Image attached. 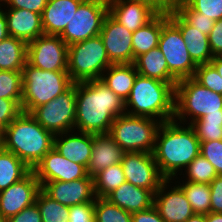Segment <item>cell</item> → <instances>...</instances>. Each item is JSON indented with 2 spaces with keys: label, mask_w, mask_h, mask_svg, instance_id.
Here are the masks:
<instances>
[{
  "label": "cell",
  "mask_w": 222,
  "mask_h": 222,
  "mask_svg": "<svg viewBox=\"0 0 222 222\" xmlns=\"http://www.w3.org/2000/svg\"><path fill=\"white\" fill-rule=\"evenodd\" d=\"M125 113V101L100 79L76 83L75 130L107 134L114 119Z\"/></svg>",
  "instance_id": "obj_1"
},
{
  "label": "cell",
  "mask_w": 222,
  "mask_h": 222,
  "mask_svg": "<svg viewBox=\"0 0 222 222\" xmlns=\"http://www.w3.org/2000/svg\"><path fill=\"white\" fill-rule=\"evenodd\" d=\"M184 125L173 119L161 123L157 130L153 156L165 179L175 181L178 172L184 177L180 174L181 170L186 169L200 154L201 142L193 127Z\"/></svg>",
  "instance_id": "obj_2"
},
{
  "label": "cell",
  "mask_w": 222,
  "mask_h": 222,
  "mask_svg": "<svg viewBox=\"0 0 222 222\" xmlns=\"http://www.w3.org/2000/svg\"><path fill=\"white\" fill-rule=\"evenodd\" d=\"M4 149L13 152L31 170L54 147L55 135L30 114L22 112L4 129Z\"/></svg>",
  "instance_id": "obj_3"
},
{
  "label": "cell",
  "mask_w": 222,
  "mask_h": 222,
  "mask_svg": "<svg viewBox=\"0 0 222 222\" xmlns=\"http://www.w3.org/2000/svg\"><path fill=\"white\" fill-rule=\"evenodd\" d=\"M176 84L138 74L130 95L125 101L126 113L150 117L161 123L173 120Z\"/></svg>",
  "instance_id": "obj_4"
},
{
  "label": "cell",
  "mask_w": 222,
  "mask_h": 222,
  "mask_svg": "<svg viewBox=\"0 0 222 222\" xmlns=\"http://www.w3.org/2000/svg\"><path fill=\"white\" fill-rule=\"evenodd\" d=\"M23 92L21 108L31 113L35 108L63 94L72 85L68 71H47L26 62L22 69Z\"/></svg>",
  "instance_id": "obj_5"
},
{
  "label": "cell",
  "mask_w": 222,
  "mask_h": 222,
  "mask_svg": "<svg viewBox=\"0 0 222 222\" xmlns=\"http://www.w3.org/2000/svg\"><path fill=\"white\" fill-rule=\"evenodd\" d=\"M209 113H222V94L202 86L193 77L178 81L175 85L174 120L186 124L191 119L188 123L191 124Z\"/></svg>",
  "instance_id": "obj_6"
},
{
  "label": "cell",
  "mask_w": 222,
  "mask_h": 222,
  "mask_svg": "<svg viewBox=\"0 0 222 222\" xmlns=\"http://www.w3.org/2000/svg\"><path fill=\"white\" fill-rule=\"evenodd\" d=\"M68 74L73 83L101 79L112 65L100 35L68 46Z\"/></svg>",
  "instance_id": "obj_7"
},
{
  "label": "cell",
  "mask_w": 222,
  "mask_h": 222,
  "mask_svg": "<svg viewBox=\"0 0 222 222\" xmlns=\"http://www.w3.org/2000/svg\"><path fill=\"white\" fill-rule=\"evenodd\" d=\"M160 124L150 117L125 113L114 119L108 134L124 152L153 153Z\"/></svg>",
  "instance_id": "obj_8"
},
{
  "label": "cell",
  "mask_w": 222,
  "mask_h": 222,
  "mask_svg": "<svg viewBox=\"0 0 222 222\" xmlns=\"http://www.w3.org/2000/svg\"><path fill=\"white\" fill-rule=\"evenodd\" d=\"M30 114L54 135L75 131L76 83L55 99L35 108Z\"/></svg>",
  "instance_id": "obj_9"
},
{
  "label": "cell",
  "mask_w": 222,
  "mask_h": 222,
  "mask_svg": "<svg viewBox=\"0 0 222 222\" xmlns=\"http://www.w3.org/2000/svg\"><path fill=\"white\" fill-rule=\"evenodd\" d=\"M107 15L108 0H83L59 36L69 46L100 35Z\"/></svg>",
  "instance_id": "obj_10"
},
{
  "label": "cell",
  "mask_w": 222,
  "mask_h": 222,
  "mask_svg": "<svg viewBox=\"0 0 222 222\" xmlns=\"http://www.w3.org/2000/svg\"><path fill=\"white\" fill-rule=\"evenodd\" d=\"M158 47L177 81L194 77L197 65L189 55L180 30L170 20L162 26Z\"/></svg>",
  "instance_id": "obj_11"
},
{
  "label": "cell",
  "mask_w": 222,
  "mask_h": 222,
  "mask_svg": "<svg viewBox=\"0 0 222 222\" xmlns=\"http://www.w3.org/2000/svg\"><path fill=\"white\" fill-rule=\"evenodd\" d=\"M68 45L59 35L43 34L27 43V62L47 71H67Z\"/></svg>",
  "instance_id": "obj_12"
},
{
  "label": "cell",
  "mask_w": 222,
  "mask_h": 222,
  "mask_svg": "<svg viewBox=\"0 0 222 222\" xmlns=\"http://www.w3.org/2000/svg\"><path fill=\"white\" fill-rule=\"evenodd\" d=\"M120 163L127 182L151 190L154 194L165 180L158 169L153 153L125 152Z\"/></svg>",
  "instance_id": "obj_13"
},
{
  "label": "cell",
  "mask_w": 222,
  "mask_h": 222,
  "mask_svg": "<svg viewBox=\"0 0 222 222\" xmlns=\"http://www.w3.org/2000/svg\"><path fill=\"white\" fill-rule=\"evenodd\" d=\"M161 11L148 0H108V14L131 32L148 24Z\"/></svg>",
  "instance_id": "obj_14"
},
{
  "label": "cell",
  "mask_w": 222,
  "mask_h": 222,
  "mask_svg": "<svg viewBox=\"0 0 222 222\" xmlns=\"http://www.w3.org/2000/svg\"><path fill=\"white\" fill-rule=\"evenodd\" d=\"M40 189L39 180L31 170L20 181L0 191V215L8 220L32 205Z\"/></svg>",
  "instance_id": "obj_15"
},
{
  "label": "cell",
  "mask_w": 222,
  "mask_h": 222,
  "mask_svg": "<svg viewBox=\"0 0 222 222\" xmlns=\"http://www.w3.org/2000/svg\"><path fill=\"white\" fill-rule=\"evenodd\" d=\"M41 189L52 199L66 205L74 206L94 203L96 199L94 178L87 176L74 181L39 182Z\"/></svg>",
  "instance_id": "obj_16"
},
{
  "label": "cell",
  "mask_w": 222,
  "mask_h": 222,
  "mask_svg": "<svg viewBox=\"0 0 222 222\" xmlns=\"http://www.w3.org/2000/svg\"><path fill=\"white\" fill-rule=\"evenodd\" d=\"M171 181L172 179H165L162 182L154 194L153 206L165 222H185L194 212L179 185L168 188Z\"/></svg>",
  "instance_id": "obj_17"
},
{
  "label": "cell",
  "mask_w": 222,
  "mask_h": 222,
  "mask_svg": "<svg viewBox=\"0 0 222 222\" xmlns=\"http://www.w3.org/2000/svg\"><path fill=\"white\" fill-rule=\"evenodd\" d=\"M132 34L109 14L106 16L100 37L112 64L133 63Z\"/></svg>",
  "instance_id": "obj_18"
},
{
  "label": "cell",
  "mask_w": 222,
  "mask_h": 222,
  "mask_svg": "<svg viewBox=\"0 0 222 222\" xmlns=\"http://www.w3.org/2000/svg\"><path fill=\"white\" fill-rule=\"evenodd\" d=\"M39 182L74 181L88 176L87 168L74 163L53 147L32 170Z\"/></svg>",
  "instance_id": "obj_19"
},
{
  "label": "cell",
  "mask_w": 222,
  "mask_h": 222,
  "mask_svg": "<svg viewBox=\"0 0 222 222\" xmlns=\"http://www.w3.org/2000/svg\"><path fill=\"white\" fill-rule=\"evenodd\" d=\"M169 20L180 30L191 59L196 65L213 59L208 35L191 26L175 9L168 10Z\"/></svg>",
  "instance_id": "obj_20"
},
{
  "label": "cell",
  "mask_w": 222,
  "mask_h": 222,
  "mask_svg": "<svg viewBox=\"0 0 222 222\" xmlns=\"http://www.w3.org/2000/svg\"><path fill=\"white\" fill-rule=\"evenodd\" d=\"M73 133L74 130L73 132L69 131L55 135L54 148L66 159L87 168L91 158L93 134L85 132Z\"/></svg>",
  "instance_id": "obj_21"
},
{
  "label": "cell",
  "mask_w": 222,
  "mask_h": 222,
  "mask_svg": "<svg viewBox=\"0 0 222 222\" xmlns=\"http://www.w3.org/2000/svg\"><path fill=\"white\" fill-rule=\"evenodd\" d=\"M124 151L107 134H93L91 158L87 166L88 176L94 177L100 171L122 161Z\"/></svg>",
  "instance_id": "obj_22"
},
{
  "label": "cell",
  "mask_w": 222,
  "mask_h": 222,
  "mask_svg": "<svg viewBox=\"0 0 222 222\" xmlns=\"http://www.w3.org/2000/svg\"><path fill=\"white\" fill-rule=\"evenodd\" d=\"M3 12L11 37L29 43L44 34L41 14L24 9H6Z\"/></svg>",
  "instance_id": "obj_23"
},
{
  "label": "cell",
  "mask_w": 222,
  "mask_h": 222,
  "mask_svg": "<svg viewBox=\"0 0 222 222\" xmlns=\"http://www.w3.org/2000/svg\"><path fill=\"white\" fill-rule=\"evenodd\" d=\"M83 0H48L41 15L46 35H60Z\"/></svg>",
  "instance_id": "obj_24"
},
{
  "label": "cell",
  "mask_w": 222,
  "mask_h": 222,
  "mask_svg": "<svg viewBox=\"0 0 222 222\" xmlns=\"http://www.w3.org/2000/svg\"><path fill=\"white\" fill-rule=\"evenodd\" d=\"M106 199L132 214L152 207L154 193L125 181L111 192Z\"/></svg>",
  "instance_id": "obj_25"
},
{
  "label": "cell",
  "mask_w": 222,
  "mask_h": 222,
  "mask_svg": "<svg viewBox=\"0 0 222 222\" xmlns=\"http://www.w3.org/2000/svg\"><path fill=\"white\" fill-rule=\"evenodd\" d=\"M137 75L138 72L133 63L112 64L104 71L100 80L123 101H126Z\"/></svg>",
  "instance_id": "obj_26"
},
{
  "label": "cell",
  "mask_w": 222,
  "mask_h": 222,
  "mask_svg": "<svg viewBox=\"0 0 222 222\" xmlns=\"http://www.w3.org/2000/svg\"><path fill=\"white\" fill-rule=\"evenodd\" d=\"M168 20V11H161L152 21L133 32V62L136 57L158 47L162 26Z\"/></svg>",
  "instance_id": "obj_27"
},
{
  "label": "cell",
  "mask_w": 222,
  "mask_h": 222,
  "mask_svg": "<svg viewBox=\"0 0 222 222\" xmlns=\"http://www.w3.org/2000/svg\"><path fill=\"white\" fill-rule=\"evenodd\" d=\"M133 64L141 76L155 78L167 83L178 82L170 74L164 54L159 47L153 48L136 57Z\"/></svg>",
  "instance_id": "obj_28"
},
{
  "label": "cell",
  "mask_w": 222,
  "mask_h": 222,
  "mask_svg": "<svg viewBox=\"0 0 222 222\" xmlns=\"http://www.w3.org/2000/svg\"><path fill=\"white\" fill-rule=\"evenodd\" d=\"M27 62V43L11 37L0 41V70L22 71Z\"/></svg>",
  "instance_id": "obj_29"
},
{
  "label": "cell",
  "mask_w": 222,
  "mask_h": 222,
  "mask_svg": "<svg viewBox=\"0 0 222 222\" xmlns=\"http://www.w3.org/2000/svg\"><path fill=\"white\" fill-rule=\"evenodd\" d=\"M31 169L13 152H0V191L24 178Z\"/></svg>",
  "instance_id": "obj_30"
},
{
  "label": "cell",
  "mask_w": 222,
  "mask_h": 222,
  "mask_svg": "<svg viewBox=\"0 0 222 222\" xmlns=\"http://www.w3.org/2000/svg\"><path fill=\"white\" fill-rule=\"evenodd\" d=\"M93 178L95 195L99 198H106L126 181L121 163L105 168Z\"/></svg>",
  "instance_id": "obj_31"
},
{
  "label": "cell",
  "mask_w": 222,
  "mask_h": 222,
  "mask_svg": "<svg viewBox=\"0 0 222 222\" xmlns=\"http://www.w3.org/2000/svg\"><path fill=\"white\" fill-rule=\"evenodd\" d=\"M182 188L187 200L190 202L194 214L206 215L210 213V185L184 181L178 183Z\"/></svg>",
  "instance_id": "obj_32"
},
{
  "label": "cell",
  "mask_w": 222,
  "mask_h": 222,
  "mask_svg": "<svg viewBox=\"0 0 222 222\" xmlns=\"http://www.w3.org/2000/svg\"><path fill=\"white\" fill-rule=\"evenodd\" d=\"M35 202L40 211L42 222H68L69 206L52 199L42 189L38 191Z\"/></svg>",
  "instance_id": "obj_33"
},
{
  "label": "cell",
  "mask_w": 222,
  "mask_h": 222,
  "mask_svg": "<svg viewBox=\"0 0 222 222\" xmlns=\"http://www.w3.org/2000/svg\"><path fill=\"white\" fill-rule=\"evenodd\" d=\"M190 125L200 142L222 140V113H209Z\"/></svg>",
  "instance_id": "obj_34"
},
{
  "label": "cell",
  "mask_w": 222,
  "mask_h": 222,
  "mask_svg": "<svg viewBox=\"0 0 222 222\" xmlns=\"http://www.w3.org/2000/svg\"><path fill=\"white\" fill-rule=\"evenodd\" d=\"M94 222H132V214L112 204L106 198L94 201Z\"/></svg>",
  "instance_id": "obj_35"
},
{
  "label": "cell",
  "mask_w": 222,
  "mask_h": 222,
  "mask_svg": "<svg viewBox=\"0 0 222 222\" xmlns=\"http://www.w3.org/2000/svg\"><path fill=\"white\" fill-rule=\"evenodd\" d=\"M186 181L193 183L210 184L217 176L213 165L199 154L185 169Z\"/></svg>",
  "instance_id": "obj_36"
},
{
  "label": "cell",
  "mask_w": 222,
  "mask_h": 222,
  "mask_svg": "<svg viewBox=\"0 0 222 222\" xmlns=\"http://www.w3.org/2000/svg\"><path fill=\"white\" fill-rule=\"evenodd\" d=\"M22 71L0 70V98L22 99Z\"/></svg>",
  "instance_id": "obj_37"
},
{
  "label": "cell",
  "mask_w": 222,
  "mask_h": 222,
  "mask_svg": "<svg viewBox=\"0 0 222 222\" xmlns=\"http://www.w3.org/2000/svg\"><path fill=\"white\" fill-rule=\"evenodd\" d=\"M175 10L193 27L209 35L215 21L190 8L186 3L179 4Z\"/></svg>",
  "instance_id": "obj_38"
},
{
  "label": "cell",
  "mask_w": 222,
  "mask_h": 222,
  "mask_svg": "<svg viewBox=\"0 0 222 222\" xmlns=\"http://www.w3.org/2000/svg\"><path fill=\"white\" fill-rule=\"evenodd\" d=\"M193 78L209 90L222 94V77L210 63L197 65Z\"/></svg>",
  "instance_id": "obj_39"
},
{
  "label": "cell",
  "mask_w": 222,
  "mask_h": 222,
  "mask_svg": "<svg viewBox=\"0 0 222 222\" xmlns=\"http://www.w3.org/2000/svg\"><path fill=\"white\" fill-rule=\"evenodd\" d=\"M185 3L209 19H222V0H186Z\"/></svg>",
  "instance_id": "obj_40"
},
{
  "label": "cell",
  "mask_w": 222,
  "mask_h": 222,
  "mask_svg": "<svg viewBox=\"0 0 222 222\" xmlns=\"http://www.w3.org/2000/svg\"><path fill=\"white\" fill-rule=\"evenodd\" d=\"M22 99H6L0 98V130L4 129L12 123V121L21 114Z\"/></svg>",
  "instance_id": "obj_41"
},
{
  "label": "cell",
  "mask_w": 222,
  "mask_h": 222,
  "mask_svg": "<svg viewBox=\"0 0 222 222\" xmlns=\"http://www.w3.org/2000/svg\"><path fill=\"white\" fill-rule=\"evenodd\" d=\"M200 154L213 165L217 175H222V140L201 142Z\"/></svg>",
  "instance_id": "obj_42"
},
{
  "label": "cell",
  "mask_w": 222,
  "mask_h": 222,
  "mask_svg": "<svg viewBox=\"0 0 222 222\" xmlns=\"http://www.w3.org/2000/svg\"><path fill=\"white\" fill-rule=\"evenodd\" d=\"M68 222H94V203L70 206Z\"/></svg>",
  "instance_id": "obj_43"
},
{
  "label": "cell",
  "mask_w": 222,
  "mask_h": 222,
  "mask_svg": "<svg viewBox=\"0 0 222 222\" xmlns=\"http://www.w3.org/2000/svg\"><path fill=\"white\" fill-rule=\"evenodd\" d=\"M47 1L48 0H7L4 4H1V6L5 5L6 7L7 5L6 8L8 9H24L42 15Z\"/></svg>",
  "instance_id": "obj_44"
},
{
  "label": "cell",
  "mask_w": 222,
  "mask_h": 222,
  "mask_svg": "<svg viewBox=\"0 0 222 222\" xmlns=\"http://www.w3.org/2000/svg\"><path fill=\"white\" fill-rule=\"evenodd\" d=\"M210 185V212L222 213V175H217Z\"/></svg>",
  "instance_id": "obj_45"
},
{
  "label": "cell",
  "mask_w": 222,
  "mask_h": 222,
  "mask_svg": "<svg viewBox=\"0 0 222 222\" xmlns=\"http://www.w3.org/2000/svg\"><path fill=\"white\" fill-rule=\"evenodd\" d=\"M209 45L213 56L222 55V19L215 21L208 35Z\"/></svg>",
  "instance_id": "obj_46"
},
{
  "label": "cell",
  "mask_w": 222,
  "mask_h": 222,
  "mask_svg": "<svg viewBox=\"0 0 222 222\" xmlns=\"http://www.w3.org/2000/svg\"><path fill=\"white\" fill-rule=\"evenodd\" d=\"M7 222H42L37 203L34 202L32 205L26 207L15 216L9 218Z\"/></svg>",
  "instance_id": "obj_47"
},
{
  "label": "cell",
  "mask_w": 222,
  "mask_h": 222,
  "mask_svg": "<svg viewBox=\"0 0 222 222\" xmlns=\"http://www.w3.org/2000/svg\"><path fill=\"white\" fill-rule=\"evenodd\" d=\"M132 222H165L157 209L152 206L147 210L132 213Z\"/></svg>",
  "instance_id": "obj_48"
},
{
  "label": "cell",
  "mask_w": 222,
  "mask_h": 222,
  "mask_svg": "<svg viewBox=\"0 0 222 222\" xmlns=\"http://www.w3.org/2000/svg\"><path fill=\"white\" fill-rule=\"evenodd\" d=\"M9 36L7 19L4 15L3 8L0 5V41L8 38Z\"/></svg>",
  "instance_id": "obj_49"
},
{
  "label": "cell",
  "mask_w": 222,
  "mask_h": 222,
  "mask_svg": "<svg viewBox=\"0 0 222 222\" xmlns=\"http://www.w3.org/2000/svg\"><path fill=\"white\" fill-rule=\"evenodd\" d=\"M186 0H162V11L175 9L179 4L185 3Z\"/></svg>",
  "instance_id": "obj_50"
},
{
  "label": "cell",
  "mask_w": 222,
  "mask_h": 222,
  "mask_svg": "<svg viewBox=\"0 0 222 222\" xmlns=\"http://www.w3.org/2000/svg\"><path fill=\"white\" fill-rule=\"evenodd\" d=\"M210 64L216 69L219 75L222 77V58L220 56H214L210 61Z\"/></svg>",
  "instance_id": "obj_51"
},
{
  "label": "cell",
  "mask_w": 222,
  "mask_h": 222,
  "mask_svg": "<svg viewBox=\"0 0 222 222\" xmlns=\"http://www.w3.org/2000/svg\"><path fill=\"white\" fill-rule=\"evenodd\" d=\"M206 222H222V213L210 212L206 214Z\"/></svg>",
  "instance_id": "obj_52"
},
{
  "label": "cell",
  "mask_w": 222,
  "mask_h": 222,
  "mask_svg": "<svg viewBox=\"0 0 222 222\" xmlns=\"http://www.w3.org/2000/svg\"><path fill=\"white\" fill-rule=\"evenodd\" d=\"M185 222H206V215H203V214H193Z\"/></svg>",
  "instance_id": "obj_53"
},
{
  "label": "cell",
  "mask_w": 222,
  "mask_h": 222,
  "mask_svg": "<svg viewBox=\"0 0 222 222\" xmlns=\"http://www.w3.org/2000/svg\"><path fill=\"white\" fill-rule=\"evenodd\" d=\"M4 149V132L0 130V152Z\"/></svg>",
  "instance_id": "obj_54"
},
{
  "label": "cell",
  "mask_w": 222,
  "mask_h": 222,
  "mask_svg": "<svg viewBox=\"0 0 222 222\" xmlns=\"http://www.w3.org/2000/svg\"><path fill=\"white\" fill-rule=\"evenodd\" d=\"M152 3H154L158 8L162 10V0H148Z\"/></svg>",
  "instance_id": "obj_55"
},
{
  "label": "cell",
  "mask_w": 222,
  "mask_h": 222,
  "mask_svg": "<svg viewBox=\"0 0 222 222\" xmlns=\"http://www.w3.org/2000/svg\"><path fill=\"white\" fill-rule=\"evenodd\" d=\"M0 222H7V220L0 215Z\"/></svg>",
  "instance_id": "obj_56"
},
{
  "label": "cell",
  "mask_w": 222,
  "mask_h": 222,
  "mask_svg": "<svg viewBox=\"0 0 222 222\" xmlns=\"http://www.w3.org/2000/svg\"><path fill=\"white\" fill-rule=\"evenodd\" d=\"M7 0H0V5L1 3L4 4Z\"/></svg>",
  "instance_id": "obj_57"
}]
</instances>
